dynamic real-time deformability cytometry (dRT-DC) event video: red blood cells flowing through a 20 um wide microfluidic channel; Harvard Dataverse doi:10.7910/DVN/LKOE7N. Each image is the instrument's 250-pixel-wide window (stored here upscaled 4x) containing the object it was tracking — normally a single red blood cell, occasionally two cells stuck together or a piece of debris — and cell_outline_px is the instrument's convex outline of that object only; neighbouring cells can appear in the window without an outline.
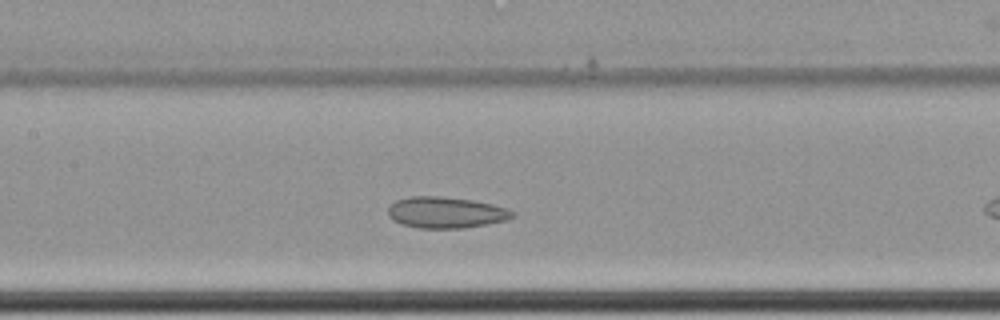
{"species": "common noctule bat (a hibernating species)", "species_latin": "Nyctalus noctula", "temperature_condition": "cold", "stored_images_in_passage": 15, "camera_frame_rate_fps": 3000, "um_per_image_px": 0.085, "animal": {"sex": "female", "body_mass_g": 22.7, "forearm_length_mm": 54.2}, "frame": {"image": 1, "passage_image": 13, "time_ms": 4.0, "image_size_px": [1000, 320], "cell_outline_px": [[516, 216], [508, 220], [464, 228], [420, 228], [404, 224], [392, 220], [388, 216], [388, 208], [396, 200], [412, 196], [440, 196], [472, 200], [492, 204], [508, 208], [516, 212]], "centroid_in_image_um": [37.94, 18.06], "position_along_channel_um": 169.5, "area_um2": 22.72}}